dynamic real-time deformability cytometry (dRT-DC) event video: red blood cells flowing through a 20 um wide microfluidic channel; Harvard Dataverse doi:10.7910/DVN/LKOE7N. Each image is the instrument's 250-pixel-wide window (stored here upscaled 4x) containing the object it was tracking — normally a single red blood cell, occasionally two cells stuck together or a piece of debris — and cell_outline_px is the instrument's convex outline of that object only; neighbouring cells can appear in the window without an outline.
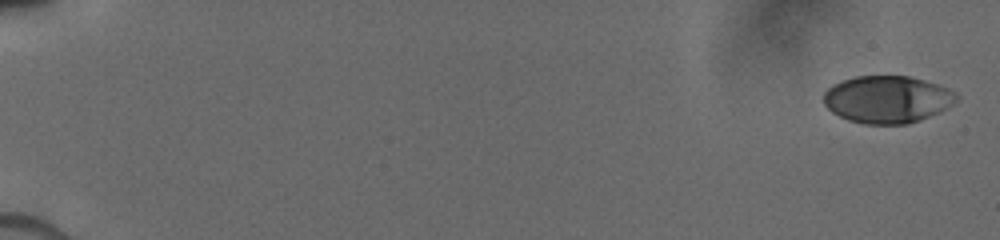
{"species": "human", "species_latin": "Homo sapiens", "temperature_condition": "cold", "stored_images_in_passage": 10, "camera_frame_rate_fps": 3000, "um_per_image_px": 0.085, "donor": {"sex": "male"}, "frame": {"image": 1, "passage_image": 1, "time_ms": 0.0, "image_size_px": [1000, 240], "cell_outline_px": [[960, 96], [952, 104], [940, 112], [920, 120], [908, 124], [864, 124], [848, 120], [832, 112], [824, 104], [824, 92], [832, 84], [856, 76], [908, 76], [924, 80], [948, 88], [956, 92]], "centroid_in_image_um": [75.43, 8.45], "position_along_channel_um": 9.6, "area_um2": 36.65}}
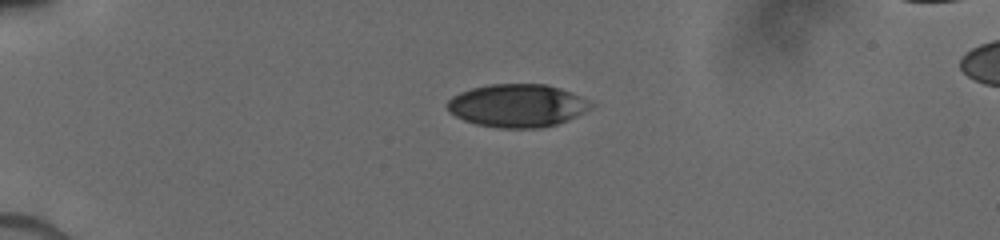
{"frame": {"image": 2, "passage_image": 5, "time_ms": 4.333, "image_size_px": [1000, 240], "cell_outline_px": [[592, 104], [584, 112], [568, 120], [556, 124], [540, 128], [500, 128], [476, 124], [464, 120], [456, 116], [448, 108], [448, 100], [452, 96], [460, 92], [472, 88], [488, 84], [544, 84], [560, 88]], "centroid_in_image_um": [43.91, 8.98], "position_along_channel_um": 41.1, "area_um2": 35.37}}
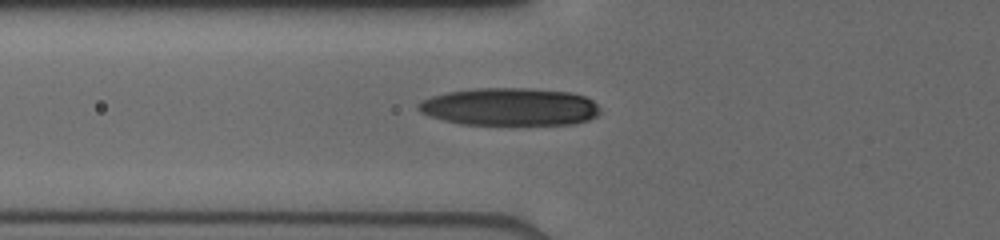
{"frame": {"image": 3, "passage_image": 9, "time_ms": 6.667, "image_size_px": [1000, 240], "cell_outline_px": [[600, 112], [596, 116], [588, 120], [576, 124], [460, 124], [428, 116], [420, 112], [416, 108], [424, 100], [432, 96], [448, 92], [476, 88], [528, 88], [572, 92], [584, 96], [592, 100], [600, 108]], "centroid_in_image_um": [43.35, 9.08], "position_along_channel_um": 82.4, "area_um2": 39.88}}